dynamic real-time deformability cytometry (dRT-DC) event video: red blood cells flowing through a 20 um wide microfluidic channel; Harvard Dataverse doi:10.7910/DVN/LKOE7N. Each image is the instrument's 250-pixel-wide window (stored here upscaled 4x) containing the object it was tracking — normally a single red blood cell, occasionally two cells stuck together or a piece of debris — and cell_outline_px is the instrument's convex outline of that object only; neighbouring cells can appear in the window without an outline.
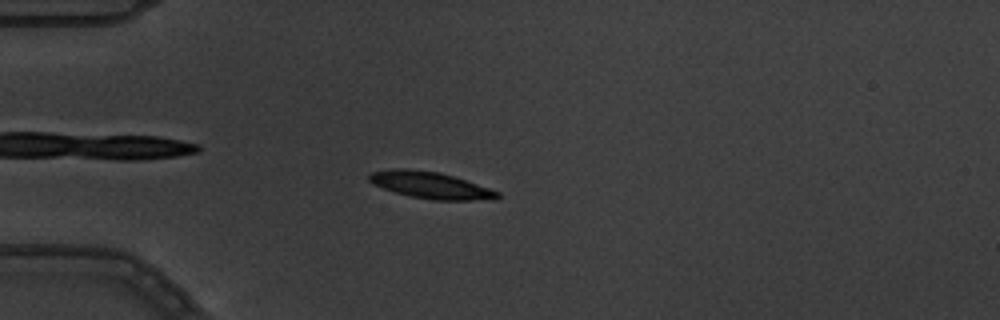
{"species": "common noctule bat (a hibernating species)", "species_latin": "Nyctalus noctula", "temperature_condition": "warm", "stored_images_in_passage": 8, "camera_frame_rate_fps": 3000, "um_per_image_px": 0.085, "animal": {"sex": "male", "body_mass_g": 19.5, "forearm_length_mm": 54.6}, "frame": {"image": 1, "passage_image": 4, "time_ms": 1.0, "image_size_px": [1000, 320], "cell_outline_px": [[500, 196], [492, 200], [432, 200], [412, 196], [396, 192], [372, 184], [368, 180], [368, 176], [372, 172], [392, 168], [408, 168], [440, 172], [500, 192]], "centroid_in_image_um": [36.57, 15.73], "position_along_channel_um": 48.4, "area_um2": 19.83}}